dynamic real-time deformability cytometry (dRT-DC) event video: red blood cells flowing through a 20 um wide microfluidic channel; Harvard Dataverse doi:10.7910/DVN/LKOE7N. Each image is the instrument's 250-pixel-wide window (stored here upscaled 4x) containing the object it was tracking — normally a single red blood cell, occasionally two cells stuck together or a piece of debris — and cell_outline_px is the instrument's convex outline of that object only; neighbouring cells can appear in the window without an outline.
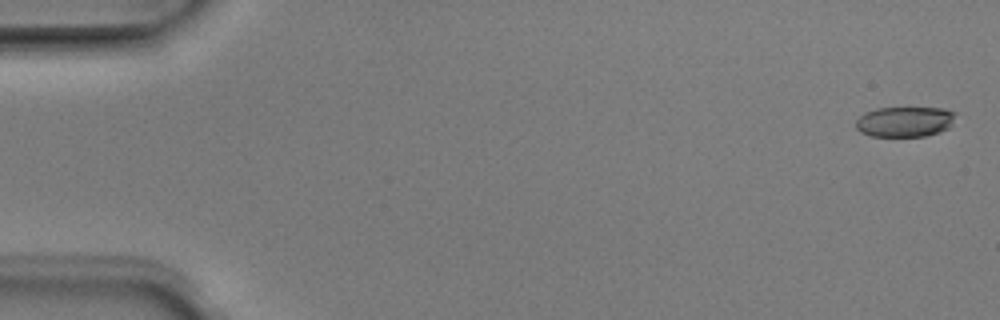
{"species": "Egyptian fruit bat (a non-hibernating species)", "species_latin": "Rousettus aegyptiacus", "temperature_condition": "room temperature", "stored_images_in_passage": 5, "camera_frame_rate_fps": 3000, "um_per_image_px": 0.085, "animal": {"sex": "male"}, "frame": {"image": 1, "passage_image": 1, "time_ms": 0.0, "image_size_px": [1000, 320], "cell_outline_px": [[956, 112], [952, 124], [948, 128], [940, 132], [924, 136], [872, 136], [860, 132], [856, 128], [856, 120], [864, 112], [876, 108], [944, 108]], "centroid_in_image_um": [76.9, 10.34], "position_along_channel_um": 8.1, "area_um2": 17.69}}
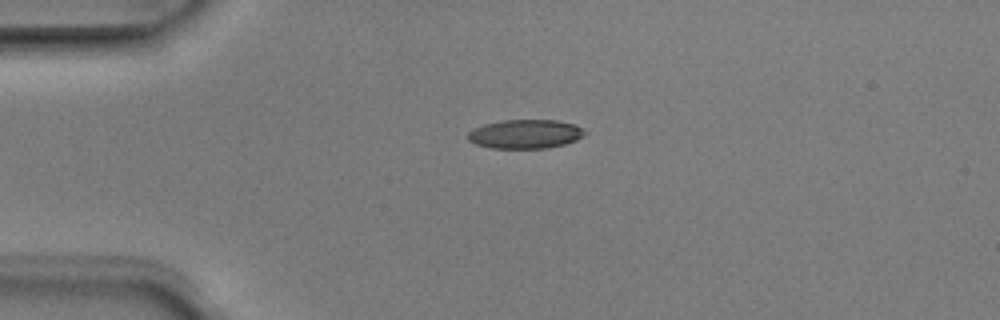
{"frame": {"image": 2, "passage_image": 4, "time_ms": 1.0, "image_size_px": [1000, 320], "cell_outline_px": [[588, 132], [584, 136], [576, 140], [564, 144], [548, 148], [492, 148], [476, 144], [468, 140], [468, 132], [484, 124], [504, 120], [556, 120], [576, 124]], "centroid_in_image_um": [44.7, 11.39], "position_along_channel_um": 40.3, "area_um2": 19.77}}